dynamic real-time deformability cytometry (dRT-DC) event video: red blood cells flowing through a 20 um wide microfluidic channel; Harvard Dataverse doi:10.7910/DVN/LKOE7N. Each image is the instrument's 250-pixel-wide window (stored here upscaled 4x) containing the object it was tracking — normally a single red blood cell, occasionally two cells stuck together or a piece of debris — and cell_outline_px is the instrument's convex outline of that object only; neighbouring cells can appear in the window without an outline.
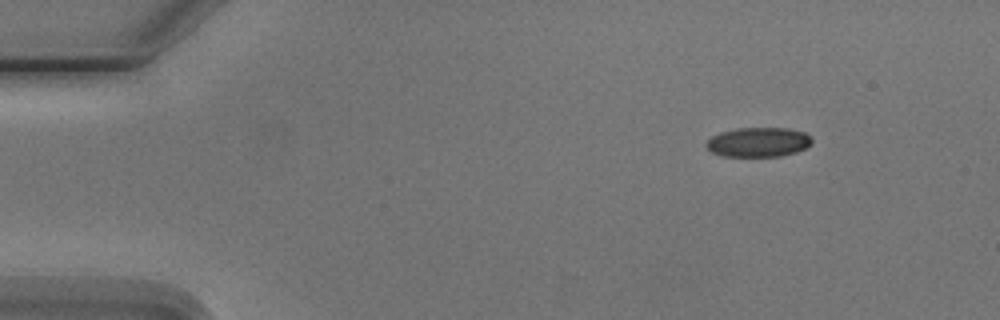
{"species": "Egyptian fruit bat (a non-hibernating species)", "species_latin": "Rousettus aegyptiacus", "temperature_condition": "cold", "stored_images_in_passage": 10, "camera_frame_rate_fps": 3000, "um_per_image_px": 0.085, "animal": {"sex": "male"}, "frame": {"image": 1, "passage_image": 1, "time_ms": 0.0, "image_size_px": [1000, 320], "cell_outline_px": [[812, 140], [804, 148], [796, 152], [780, 156], [720, 156], [712, 152], [708, 148], [708, 140], [712, 136], [720, 132], [736, 128], [788, 128], [804, 132]], "centroid_in_image_um": [64.44, 12.08], "position_along_channel_um": 20.6, "area_um2": 17.92}}
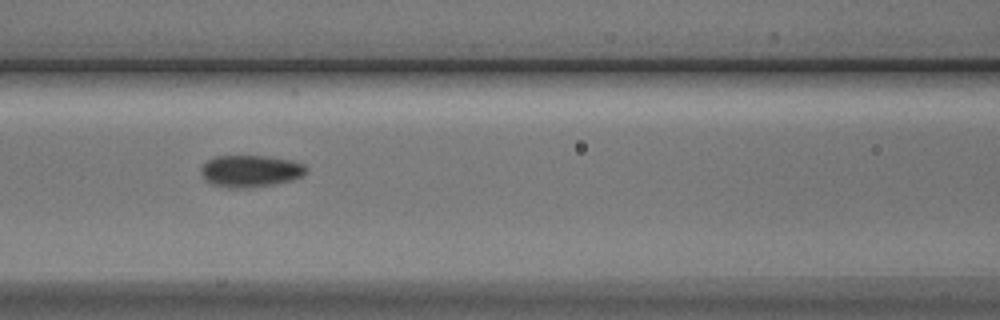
{"frame": {"image": 2, "passage_image": 6, "time_ms": 5.667, "image_size_px": [1000, 320], "cell_outline_px": [[308, 168], [300, 176], [288, 180], [272, 184], [244, 188], [228, 188], [212, 184], [204, 180], [200, 172], [200, 168], [208, 160], [216, 156], [264, 156], [288, 160], [304, 164]], "centroid_in_image_um": [21.21, 14.54], "position_along_channel_um": 145.4, "area_um2": 19.25}}
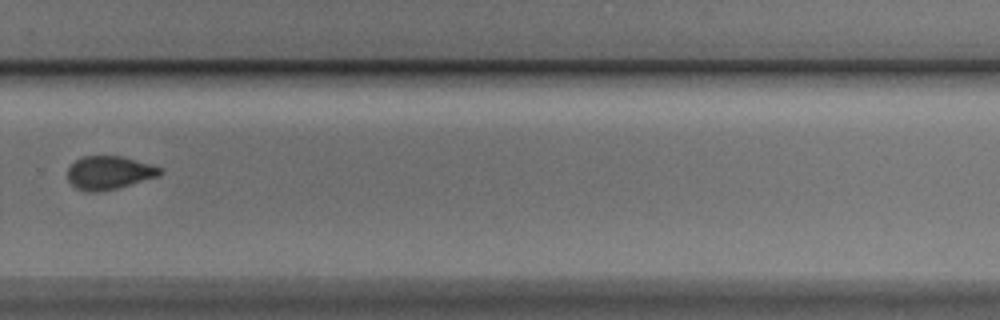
{"frame": {"image": 3, "passage_image": 10, "time_ms": 10.333, "image_size_px": [1000, 320], "cell_outline_px": [[164, 172], [160, 176], [116, 188], [100, 192], [88, 192], [76, 188], [68, 180], [68, 168], [76, 160], [84, 156], [120, 156], [164, 168]], "centroid_in_image_um": [9.3, 14.68], "position_along_channel_um": 320.5, "area_um2": 17.92}}